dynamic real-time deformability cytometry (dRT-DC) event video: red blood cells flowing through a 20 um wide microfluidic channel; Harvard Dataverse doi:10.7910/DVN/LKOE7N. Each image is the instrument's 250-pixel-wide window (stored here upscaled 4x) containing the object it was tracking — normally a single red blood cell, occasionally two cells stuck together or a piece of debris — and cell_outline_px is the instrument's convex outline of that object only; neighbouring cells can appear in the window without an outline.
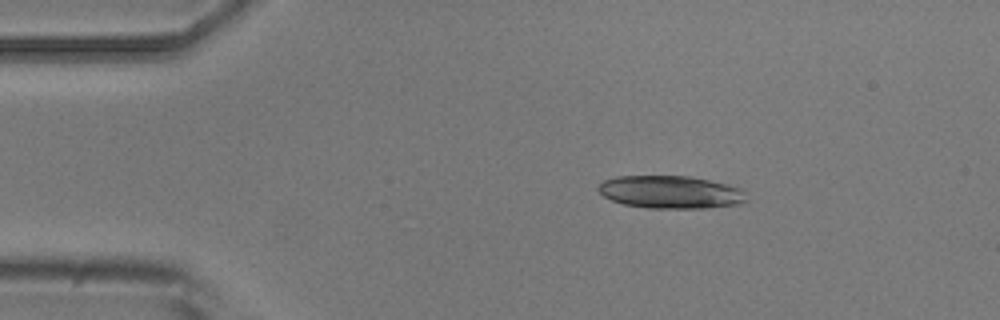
{"species": "common noctule bat (a hibernating species)", "species_latin": "Nyctalus noctula", "temperature_condition": "room temperature", "stored_images_in_passage": 3, "camera_frame_rate_fps": 3000, "um_per_image_px": 0.085, "animal": {"sex": "male", "body_mass_g": 20.5, "forearm_length_mm": 52.5}, "frame": {"image": 1, "passage_image": 1, "time_ms": 0.0, "image_size_px": [1000, 320], "cell_outline_px": [[748, 200], [740, 204], [708, 208], [648, 208], [624, 204], [612, 200], [604, 196], [596, 188], [604, 180], [616, 176], [688, 176], [708, 180], [740, 188], [744, 192]], "centroid_in_image_um": [57.0, 16.33], "position_along_channel_um": 28.0, "area_um2": 28.21}}